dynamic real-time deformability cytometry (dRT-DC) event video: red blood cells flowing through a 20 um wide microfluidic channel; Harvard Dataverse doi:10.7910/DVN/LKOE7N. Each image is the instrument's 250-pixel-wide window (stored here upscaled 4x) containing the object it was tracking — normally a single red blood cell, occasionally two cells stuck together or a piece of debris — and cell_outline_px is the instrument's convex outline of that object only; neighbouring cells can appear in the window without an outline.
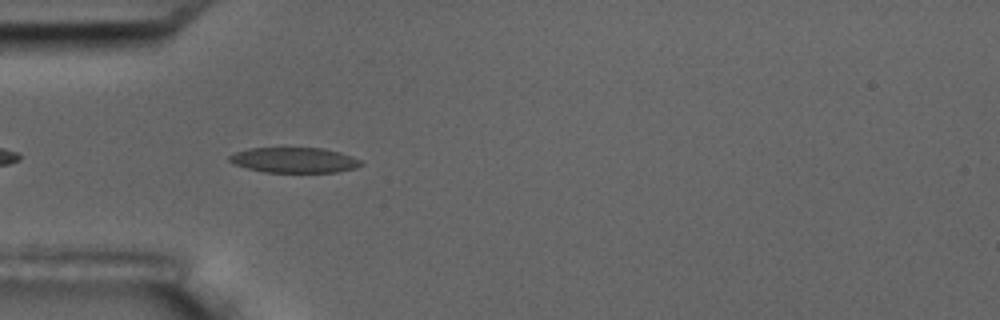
{"species": "common noctule bat (a hibernating species)", "species_latin": "Nyctalus noctula", "temperature_condition": "room temperature", "stored_images_in_passage": 5, "camera_frame_rate_fps": 3000, "um_per_image_px": 0.085, "animal": {"sex": "male", "body_mass_g": 17.5, "forearm_length_mm": 52.3}, "frame": {"image": 1, "passage_image": 4, "time_ms": 4.333, "image_size_px": [1000, 320], "cell_outline_px": [[364, 164], [356, 168], [336, 172], [264, 172], [248, 168], [236, 164], [228, 160], [228, 156], [236, 152], [248, 148], [324, 148], [340, 152], [364, 160]], "centroid_in_image_um": [25.07, 13.6], "position_along_channel_um": 59.9, "area_um2": 19.48}}